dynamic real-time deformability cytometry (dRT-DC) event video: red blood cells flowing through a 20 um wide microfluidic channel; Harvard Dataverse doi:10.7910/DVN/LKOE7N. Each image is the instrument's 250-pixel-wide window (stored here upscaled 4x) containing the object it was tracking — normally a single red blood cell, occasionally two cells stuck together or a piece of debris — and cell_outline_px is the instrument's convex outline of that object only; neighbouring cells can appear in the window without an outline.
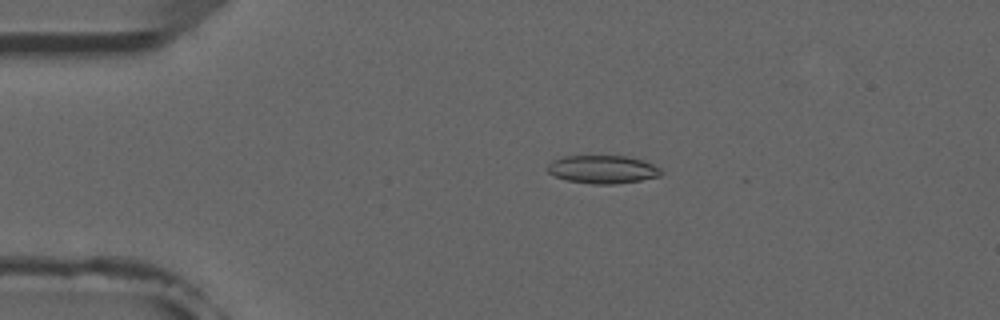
{"species": "common noctule bat (a hibernating species)", "species_latin": "Nyctalus noctula", "temperature_condition": "room temperature", "stored_images_in_passage": 5, "camera_frame_rate_fps": 3000, "um_per_image_px": 0.085, "animal": {"sex": "male", "forearm_length_mm": 52.5}, "frame": {"image": 1, "passage_image": 4, "time_ms": 3.333, "image_size_px": [1000, 320], "cell_outline_px": [[664, 172], [660, 176], [640, 180], [612, 184], [592, 184], [568, 180], [556, 176], [548, 172], [548, 164], [552, 160], [564, 156], [624, 156], [644, 160], [660, 168]], "centroid_in_image_um": [51.25, 14.39], "position_along_channel_um": 33.8, "area_um2": 18.5}}